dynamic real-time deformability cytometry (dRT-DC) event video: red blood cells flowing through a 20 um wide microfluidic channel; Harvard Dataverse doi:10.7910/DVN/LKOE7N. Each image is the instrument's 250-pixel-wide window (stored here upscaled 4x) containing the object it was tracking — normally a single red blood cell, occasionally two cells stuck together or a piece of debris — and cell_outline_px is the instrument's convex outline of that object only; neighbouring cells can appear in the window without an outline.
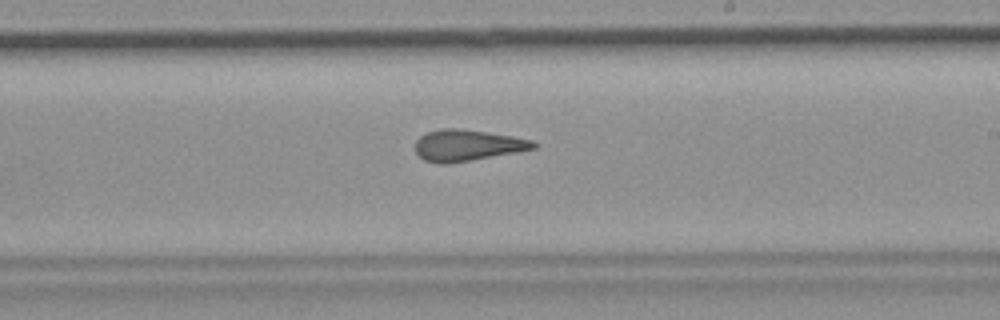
{"species": "common noctule bat (a hibernating species)", "species_latin": "Nyctalus noctula", "temperature_condition": "room temperature", "stored_images_in_passage": 44, "camera_frame_rate_fps": 3000, "um_per_image_px": 0.085, "animal": {"sex": "female", "body_mass_g": 19.9}, "frame": {"image": 1, "passage_image": 32, "time_ms": 10.333, "image_size_px": [1000, 320], "cell_outline_px": [[536, 148], [516, 152], [448, 164], [440, 164], [424, 160], [416, 152], [416, 140], [420, 136], [428, 132], [440, 128], [460, 128], [488, 132], [512, 136], [532, 140], [536, 144]], "centroid_in_image_um": [39.7, 12.34], "position_along_channel_um": 249.3, "area_um2": 21.44}}